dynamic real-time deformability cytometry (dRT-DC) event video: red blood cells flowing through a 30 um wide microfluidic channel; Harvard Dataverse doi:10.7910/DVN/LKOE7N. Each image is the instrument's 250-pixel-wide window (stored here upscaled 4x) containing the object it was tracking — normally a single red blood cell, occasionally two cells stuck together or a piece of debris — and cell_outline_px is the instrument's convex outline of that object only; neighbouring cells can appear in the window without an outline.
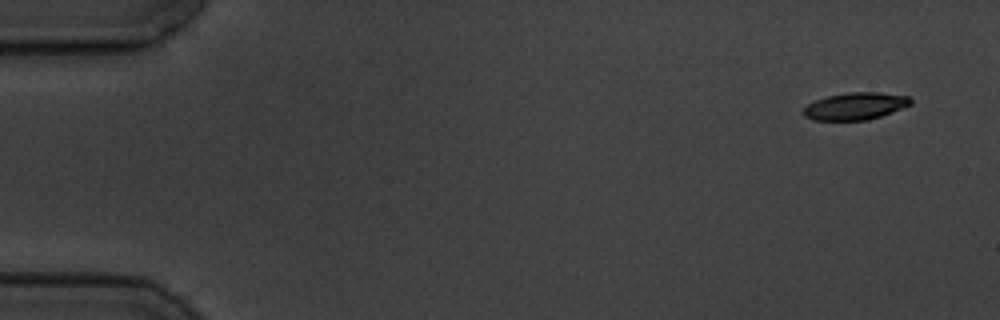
{"species": "common noctule bat (a hibernating species)", "species_latin": "Nyctalus noctula", "temperature_condition": "cold", "stored_images_in_passage": 5, "camera_frame_rate_fps": 3000, "um_per_image_px": 0.085, "animal": {"sex": "male", "body_mass_g": 19.5, "forearm_length_mm": 54.6}, "frame": {"image": 1, "passage_image": 1, "time_ms": 0.0, "image_size_px": [1000, 320], "cell_outline_px": [[912, 104], [892, 112], [868, 120], [812, 120], [804, 116], [800, 112], [808, 104], [816, 100], [828, 96], [848, 92], [876, 92], [908, 96], [912, 100]], "centroid_in_image_um": [72.68, 9.02], "position_along_channel_um": 12.3, "area_um2": 16.99}}
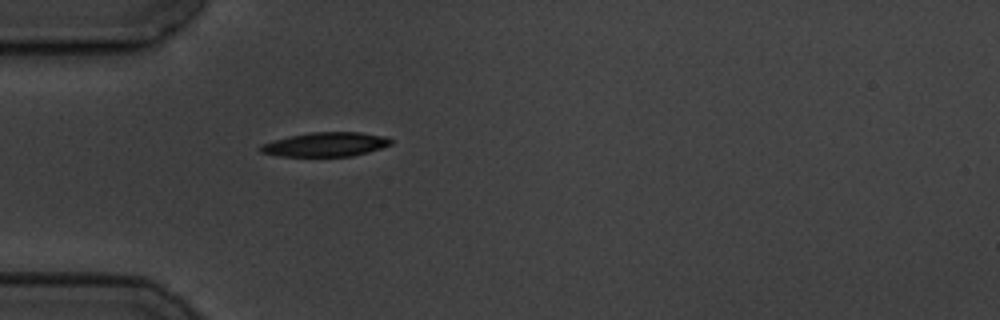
{"frame": {"image": 2, "passage_image": 5, "time_ms": 4.667, "image_size_px": [1000, 320], "cell_outline_px": [[392, 144], [368, 152], [352, 156], [280, 156], [260, 152], [260, 144], [272, 140], [308, 132], [360, 132], [388, 136], [392, 140]], "centroid_in_image_um": [27.69, 12.26], "position_along_channel_um": 57.3, "area_um2": 18.5}}